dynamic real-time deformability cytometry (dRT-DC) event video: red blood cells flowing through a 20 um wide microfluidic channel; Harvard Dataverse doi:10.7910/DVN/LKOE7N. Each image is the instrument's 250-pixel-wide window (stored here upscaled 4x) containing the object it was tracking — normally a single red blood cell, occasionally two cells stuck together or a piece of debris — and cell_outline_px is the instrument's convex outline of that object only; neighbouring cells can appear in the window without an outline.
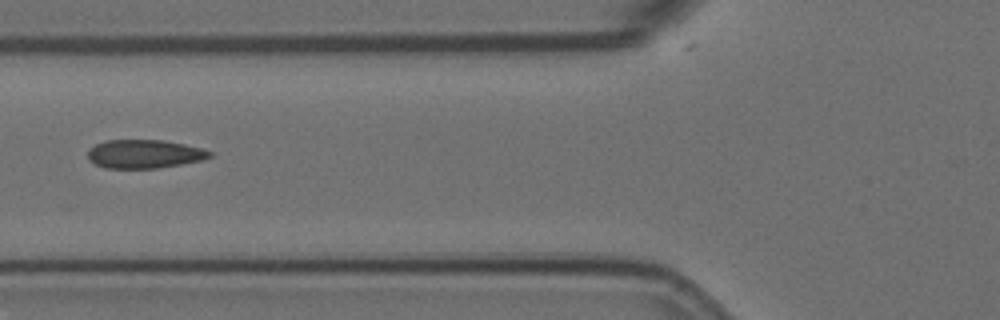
{"species": "Egyptian fruit bat (a non-hibernating species)", "species_latin": "Rousettus aegyptiacus", "temperature_condition": "room temperature", "stored_images_in_passage": 5, "camera_frame_rate_fps": 3000, "um_per_image_px": 0.085, "animal": {"sex": "female"}, "frame": {"image": 1, "passage_image": 2, "time_ms": 0.333, "image_size_px": [1000, 320], "cell_outline_px": [[212, 156], [200, 160], [180, 164], [156, 168], [104, 168], [88, 160], [88, 148], [104, 140], [164, 140], [184, 144], [200, 148], [212, 152]], "centroid_in_image_um": [12.22, 13.08], "position_along_channel_um": 113.6, "area_um2": 20.23}}
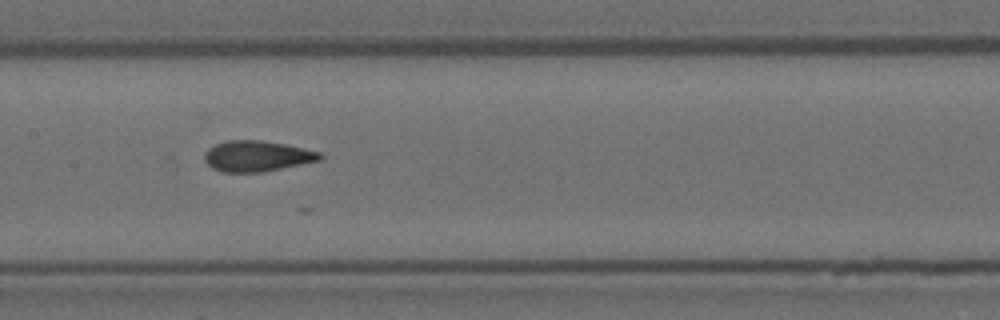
{"frame": {"image": 2, "passage_image": 4, "time_ms": 1.0, "image_size_px": [1000, 320], "cell_outline_px": [[324, 156], [320, 160], [264, 172], [220, 172], [212, 168], [204, 160], [204, 156], [208, 148], [216, 144], [228, 140], [264, 140], [304, 148], [320, 152]], "centroid_in_image_um": [21.84, 13.27], "position_along_channel_um": 185.6, "area_um2": 20.75}}
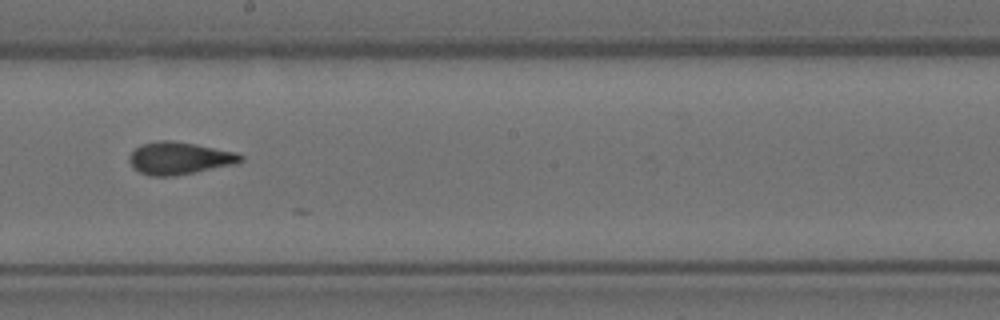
{"frame": {"image": 3, "passage_image": 5, "time_ms": 1.333, "image_size_px": [1000, 320], "cell_outline_px": [[244, 160], [236, 164], [176, 176], [148, 176], [140, 172], [128, 160], [128, 156], [136, 148], [144, 144], [156, 140], [172, 140], [196, 144], [236, 152], [244, 156]], "centroid_in_image_um": [15.28, 13.45], "position_along_channel_um": 232.9, "area_um2": 21.1}}